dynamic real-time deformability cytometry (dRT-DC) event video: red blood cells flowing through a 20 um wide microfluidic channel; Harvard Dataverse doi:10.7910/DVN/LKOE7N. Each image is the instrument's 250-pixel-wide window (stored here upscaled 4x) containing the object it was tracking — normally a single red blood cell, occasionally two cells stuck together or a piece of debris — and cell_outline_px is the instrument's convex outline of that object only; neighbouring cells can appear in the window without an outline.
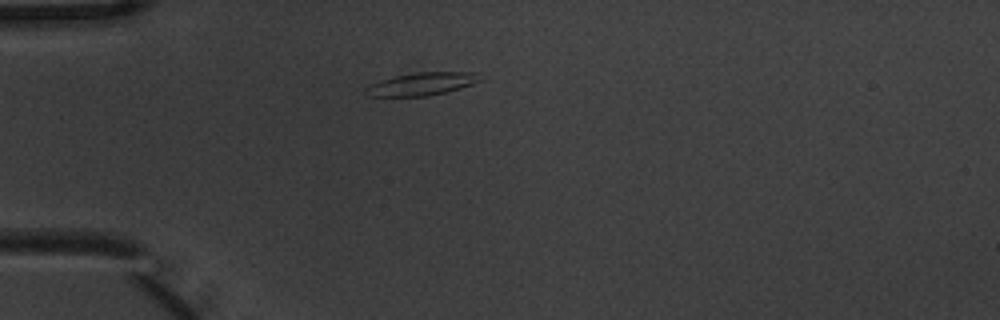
{"species": "common noctule bat (a hibernating species)", "species_latin": "Nyctalus noctula", "temperature_condition": "warm", "stored_images_in_passage": 1, "camera_frame_rate_fps": 3000, "um_per_image_px": 0.085, "animal": {"sex": "male", "body_mass_g": 20.1, "forearm_length_mm": 53.5}, "frame": {"image": 1, "passage_image": 1, "time_ms": 0.0, "image_size_px": [1000, 320], "cell_outline_px": [[484, 80], [448, 92], [428, 96], [368, 96], [364, 88], [368, 84], [380, 80], [396, 76], [416, 72], [480, 72]], "centroid_in_image_um": [35.9, 7.13], "position_along_channel_um": 49.1, "area_um2": 15.43}}